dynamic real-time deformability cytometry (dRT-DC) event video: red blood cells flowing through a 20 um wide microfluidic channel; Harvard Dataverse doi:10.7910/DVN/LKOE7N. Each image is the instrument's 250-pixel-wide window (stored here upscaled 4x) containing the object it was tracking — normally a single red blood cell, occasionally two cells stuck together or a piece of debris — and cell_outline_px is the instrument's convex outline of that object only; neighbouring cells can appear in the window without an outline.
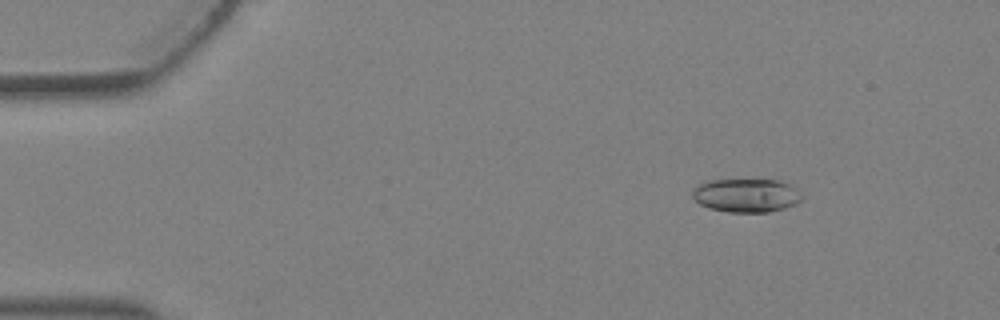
{"species": "Egyptian fruit bat (a non-hibernating species)", "species_latin": "Rousettus aegyptiacus", "temperature_condition": "warm", "stored_images_in_passage": 4, "camera_frame_rate_fps": 3000, "um_per_image_px": 0.085, "animal": {"sex": "female"}, "frame": {"image": 1, "passage_image": 2, "time_ms": 0.333, "image_size_px": [1000, 320], "cell_outline_px": [[804, 196], [796, 204], [784, 208], [768, 212], [728, 212], [708, 208], [700, 204], [692, 196], [692, 192], [704, 180], [780, 180], [796, 188]], "centroid_in_image_um": [63.45, 16.61], "position_along_channel_um": 21.6, "area_um2": 21.44}}
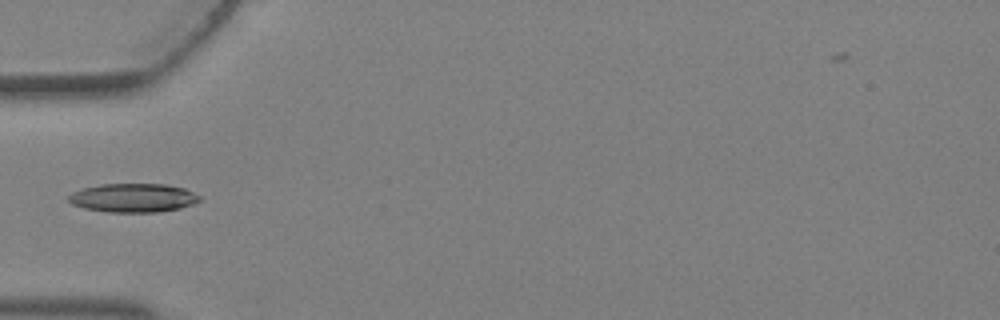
{"frame": {"image": 2, "passage_image": 4, "time_ms": 1.0, "image_size_px": [1000, 320], "cell_outline_px": [[200, 200], [192, 204], [180, 208], [156, 212], [108, 212], [84, 208], [72, 204], [68, 200], [68, 196], [72, 192], [84, 188], [100, 184], [168, 184], [184, 188], [200, 196]], "centroid_in_image_um": [11.31, 16.81], "position_along_channel_um": 73.7, "area_um2": 21.91}}